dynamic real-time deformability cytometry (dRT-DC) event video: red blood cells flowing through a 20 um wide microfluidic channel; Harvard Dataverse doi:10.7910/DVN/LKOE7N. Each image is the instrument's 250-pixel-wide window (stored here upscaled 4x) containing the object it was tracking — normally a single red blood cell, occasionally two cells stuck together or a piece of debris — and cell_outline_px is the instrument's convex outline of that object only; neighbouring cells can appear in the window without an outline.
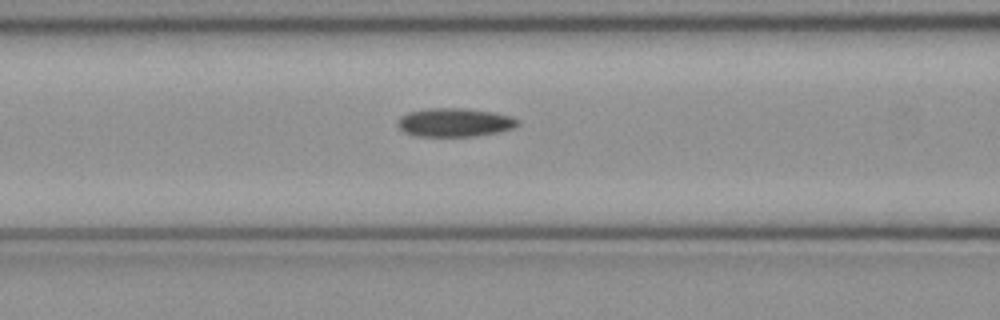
{"species": "common noctule bat (a hibernating species)", "species_latin": "Nyctalus noctula", "temperature_condition": "cold", "stored_images_in_passage": 43, "camera_frame_rate_fps": 3000, "um_per_image_px": 0.085, "animal": {"sex": "female", "body_mass_g": 21.9}, "frame": {"image": 1, "passage_image": 13, "time_ms": 4.0, "image_size_px": [1000, 320], "cell_outline_px": [[520, 124], [512, 128], [500, 132], [476, 136], [416, 136], [404, 132], [400, 128], [400, 116], [408, 112], [432, 108], [464, 108], [492, 112], [512, 116], [520, 120]], "centroid_in_image_um": [38.7, 10.41], "position_along_channel_um": 127.9, "area_um2": 19.94}}
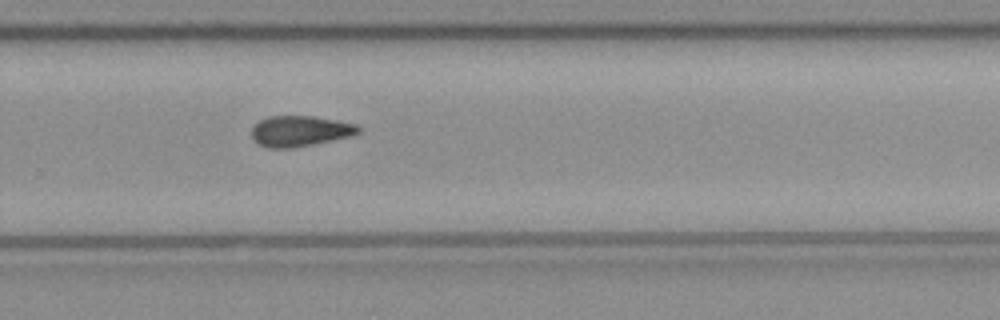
{"frame": {"image": 2, "passage_image": 26, "time_ms": 8.333, "image_size_px": [1000, 320], "cell_outline_px": [[360, 132], [352, 136], [296, 148], [268, 148], [260, 144], [252, 136], [252, 128], [260, 120], [268, 116], [312, 116], [336, 120], [356, 124], [360, 128]], "centroid_in_image_um": [25.53, 11.14], "position_along_channel_um": 304.3, "area_um2": 19.07}}
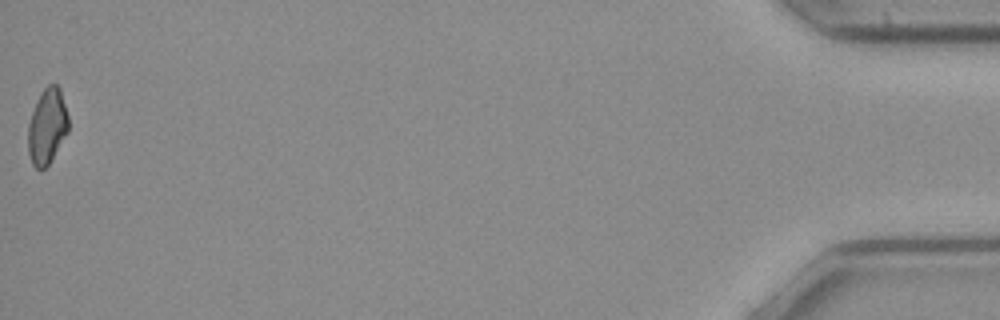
{"frame": {"image": 3, "passage_image": 43, "time_ms": 14.0, "image_size_px": [1000, 320], "cell_outline_px": [[68, 132], [48, 164], [44, 168], [36, 168], [32, 164], [28, 152], [28, 124], [32, 112], [40, 92], [48, 84], [56, 84], [60, 88], [68, 116]], "centroid_in_image_um": [4.0, 10.71], "position_along_channel_um": 431.2, "area_um2": 17.63}, "authors_computed_cell_mechanics": {"area_um2": 19.4786, "velocity_mm_per_s": 4.0733, "shape_relaxation_time_tau1_ms": null, "shape_relaxation_time_tau2_ms": 11.0728, "deformation_change_tau1": null, "deformation_change_tau2": 0.2072}}